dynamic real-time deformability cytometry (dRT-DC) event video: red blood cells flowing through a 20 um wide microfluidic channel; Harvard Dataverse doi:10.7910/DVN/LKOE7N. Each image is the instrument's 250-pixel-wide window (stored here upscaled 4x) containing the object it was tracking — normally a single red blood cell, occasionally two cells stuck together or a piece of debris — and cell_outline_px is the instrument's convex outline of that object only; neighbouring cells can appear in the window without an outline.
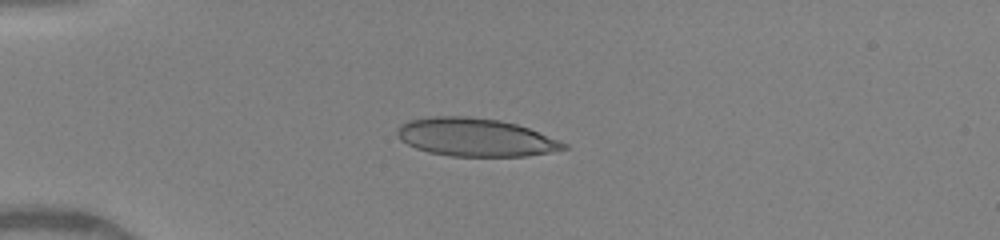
{"species": "human", "species_latin": "Homo sapiens", "temperature_condition": "warm", "stored_images_in_passage": 37, "camera_frame_rate_fps": 3000, "um_per_image_px": 0.085, "donor": {"sex": "female"}, "frame": {"image": 1, "passage_image": 1, "time_ms": 0.0, "image_size_px": [1000, 240], "cell_outline_px": [[568, 148], [528, 156], [448, 156], [428, 152], [416, 148], [408, 144], [396, 132], [396, 128], [400, 124], [408, 120], [432, 116], [468, 116], [500, 120], [516, 124], [528, 128], [560, 140], [568, 144]], "centroid_in_image_um": [40.41, 11.66], "position_along_channel_um": 44.6, "area_um2": 36.93}}
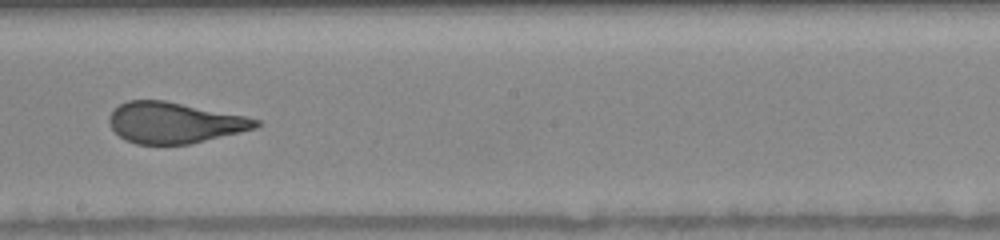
{"frame": {"image": 2, "passage_image": 17, "time_ms": 5.333, "image_size_px": [1000, 240], "cell_outline_px": [[260, 124], [256, 128], [240, 132], [188, 144], [136, 144], [120, 136], [112, 128], [108, 120], [108, 116], [120, 104], [128, 100], [164, 100], [244, 116], [260, 120]], "centroid_in_image_um": [14.8, 10.43], "position_along_channel_um": 233.4, "area_um2": 34.51}}
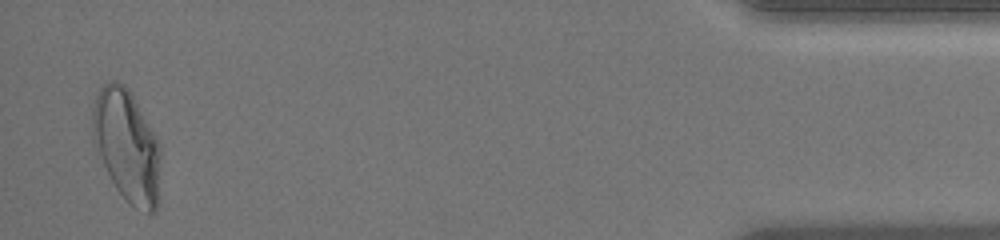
{"frame": {"image": 3, "passage_image": 36, "time_ms": 11.667, "image_size_px": [1000, 240], "cell_outline_px": [[160, 200], [156, 208], [152, 212], [148, 212], [136, 208], [116, 188], [92, 140], [92, 108], [96, 96], [100, 88], [108, 80], [116, 80], [124, 84], [128, 88], [160, 144]], "centroid_in_image_um": [10.8, 12.37], "position_along_channel_um": 424.4, "area_um2": 44.22}, "authors_computed_cell_mechanics": {"area_um2": 36.8764, "velocity_mm_per_s": 4.1217, "shape_relaxation_time_tau1_ms": 10.9202, "shape_relaxation_time_tau2_ms": null, "deformation_change_tau1": 0.3402, "deformation_change_tau2": null}}